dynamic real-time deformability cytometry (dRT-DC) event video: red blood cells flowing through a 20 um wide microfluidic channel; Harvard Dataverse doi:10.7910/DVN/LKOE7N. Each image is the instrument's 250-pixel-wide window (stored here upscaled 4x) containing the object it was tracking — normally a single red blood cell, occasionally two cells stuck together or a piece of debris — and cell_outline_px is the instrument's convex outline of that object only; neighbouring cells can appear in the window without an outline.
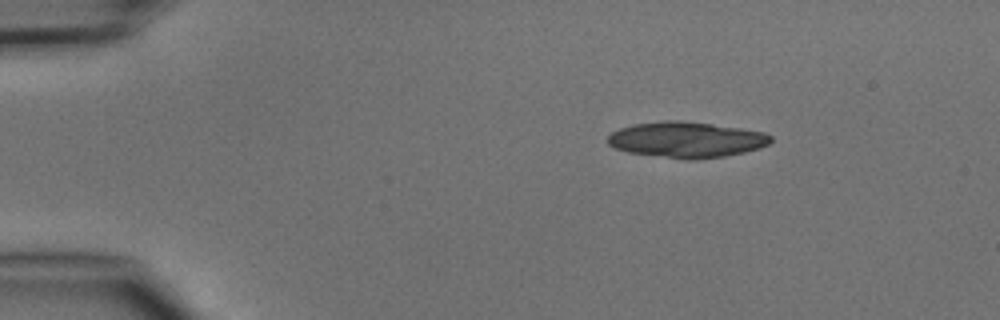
{"species": "common noctule bat (a hibernating species)", "species_latin": "Nyctalus noctula", "temperature_condition": "cold", "stored_images_in_passage": 5, "camera_frame_rate_fps": 3000, "um_per_image_px": 0.085, "animal": {"sex": "male", "body_mass_g": 15.6}, "frame": {"image": 1, "passage_image": 2, "time_ms": 2.0, "image_size_px": [1000, 320], "cell_outline_px": [[772, 140], [768, 144], [760, 148], [744, 152], [724, 156], [696, 160], [688, 160], [628, 152], [616, 148], [608, 144], [608, 136], [612, 132], [620, 128], [636, 124], [660, 120], [684, 120], [740, 128], [764, 132], [772, 136]], "centroid_in_image_um": [58.36, 11.87], "position_along_channel_um": 26.6, "area_um2": 34.04}}